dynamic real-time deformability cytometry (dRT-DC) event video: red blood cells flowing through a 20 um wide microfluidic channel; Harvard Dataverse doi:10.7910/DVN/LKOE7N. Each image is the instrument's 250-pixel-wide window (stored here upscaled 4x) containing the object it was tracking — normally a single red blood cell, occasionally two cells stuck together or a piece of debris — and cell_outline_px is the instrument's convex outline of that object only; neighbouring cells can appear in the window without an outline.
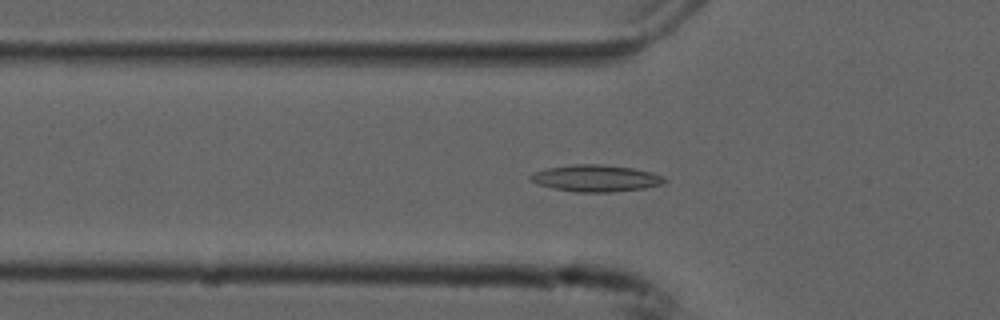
{"species": "common noctule bat (a hibernating species)", "species_latin": "Nyctalus noctula", "temperature_condition": "cold", "stored_images_in_passage": 55, "camera_frame_rate_fps": 3000, "um_per_image_px": 0.085, "animal": {"sex": "male", "forearm_length_mm": 52.5}, "frame": {"image": 1, "passage_image": 18, "time_ms": 5.667, "image_size_px": [1000, 320], "cell_outline_px": [[668, 180], [664, 184], [644, 188], [612, 192], [576, 192], [552, 188], [540, 184], [532, 180], [528, 176], [536, 172], [548, 168], [572, 164], [600, 164], [632, 168], [652, 172]], "centroid_in_image_um": [50.68, 15.15], "position_along_channel_um": 75.1, "area_um2": 20.69}}
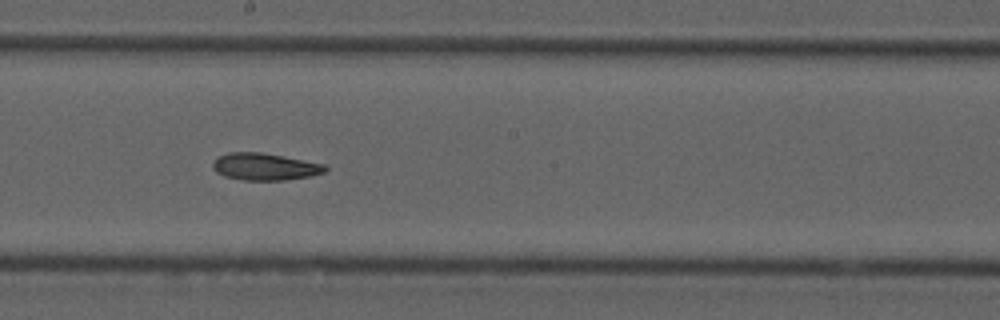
{"frame": {"image": 2, "passage_image": 30, "time_ms": 9.667, "image_size_px": [1000, 320], "cell_outline_px": [[328, 168], [324, 172], [312, 176], [284, 180], [244, 180], [224, 176], [216, 172], [212, 168], [212, 164], [220, 156], [228, 152], [260, 152], [324, 164]], "centroid_in_image_um": [22.5, 14.17], "position_along_channel_um": 225.7, "area_um2": 17.57}}
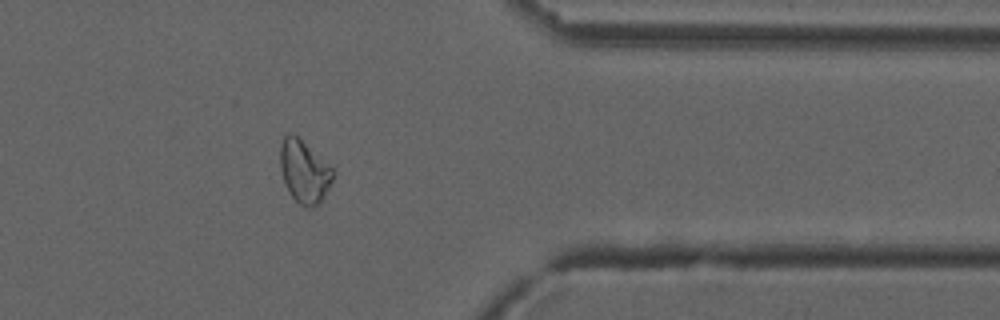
{"frame": {"image": 3, "passage_image": 44, "time_ms": 14.333, "image_size_px": [1000, 320], "cell_outline_px": [[332, 180], [320, 204], [312, 208], [308, 208], [300, 204], [292, 196], [284, 184], [280, 168], [280, 144], [284, 136], [288, 132], [292, 132], [328, 164], [332, 168]], "centroid_in_image_um": [25.82, 14.59], "position_along_channel_um": 385.6, "area_um2": 19.07}, "authors_computed_cell_mechanics": {"area_um2": 19.0162, "velocity_mm_per_s": 3.7561, "shape_relaxation_time_tau1_ms": null, "shape_relaxation_time_tau2_ms": 5.4532, "deformation_change_tau1": null, "deformation_change_tau2": 0.1151}}